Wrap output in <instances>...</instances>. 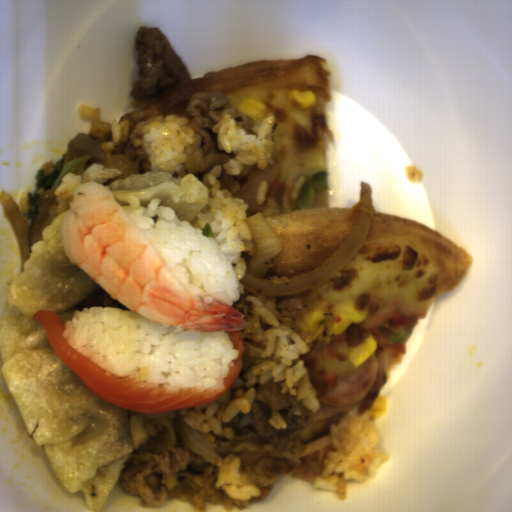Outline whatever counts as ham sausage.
I'll use <instances>...</instances> for the list:
<instances>
[{
  "mask_svg": "<svg viewBox=\"0 0 512 512\" xmlns=\"http://www.w3.org/2000/svg\"><path fill=\"white\" fill-rule=\"evenodd\" d=\"M354 345L346 332L326 344H316L301 356L302 364L321 400L331 406H349L363 400L373 387L377 372L374 352L354 367Z\"/></svg>",
  "mask_w": 512,
  "mask_h": 512,
  "instance_id": "ham-sausage-1",
  "label": "ham sausage"
}]
</instances>
